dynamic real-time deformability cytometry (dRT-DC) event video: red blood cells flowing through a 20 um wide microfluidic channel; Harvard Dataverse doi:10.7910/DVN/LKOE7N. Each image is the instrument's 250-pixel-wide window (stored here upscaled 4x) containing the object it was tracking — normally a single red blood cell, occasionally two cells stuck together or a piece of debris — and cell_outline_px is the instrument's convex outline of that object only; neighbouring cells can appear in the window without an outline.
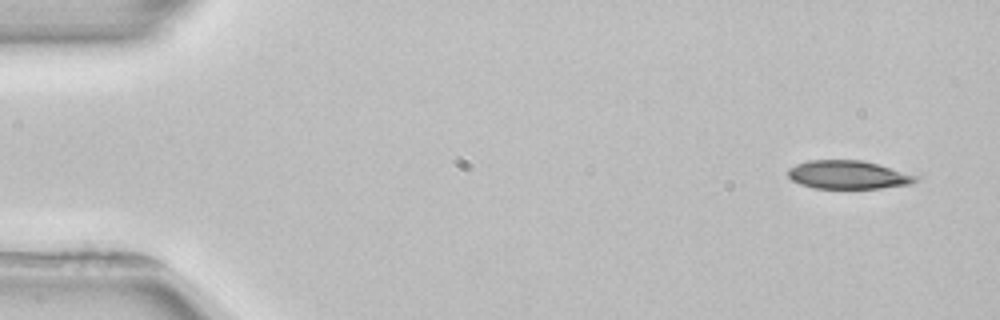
{"species": "common noctule bat (a hibernating species)", "species_latin": "Nyctalus noctula", "temperature_condition": "room temperature", "stored_images_in_passage": 4, "camera_frame_rate_fps": 3000, "um_per_image_px": 0.085, "animal": {"sex": "female", "body_mass_g": 22.7, "forearm_length_mm": 54.2}, "frame": {"image": 1, "passage_image": 1, "time_ms": 0.0, "image_size_px": [1000, 320], "cell_outline_px": [[920, 180], [912, 184], [880, 188], [812, 188], [800, 184], [792, 180], [788, 176], [788, 168], [796, 164], [808, 160], [860, 160], [876, 164], [920, 176]], "centroid_in_image_um": [72.1, 14.86], "position_along_channel_um": 12.9, "area_um2": 21.15}}
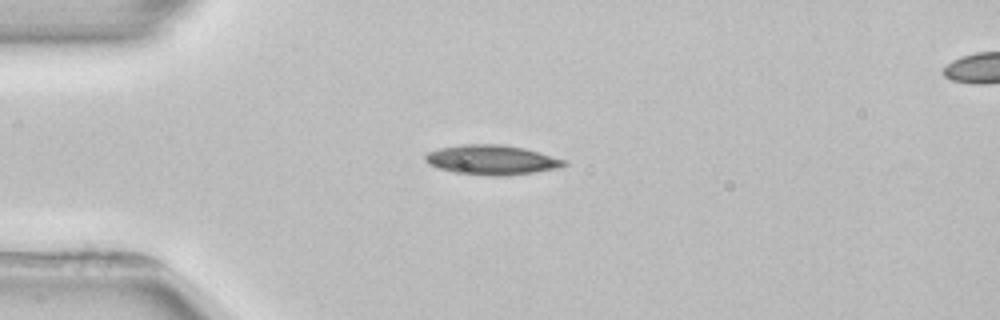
{"frame": {"image": 2, "passage_image": 3, "time_ms": 3.333, "image_size_px": [1000, 320], "cell_outline_px": [[568, 164], [560, 168], [504, 176], [492, 176], [456, 172], [436, 168], [428, 164], [424, 160], [424, 156], [428, 152], [440, 148], [464, 144], [500, 144], [524, 148], [540, 152], [564, 160]], "centroid_in_image_um": [41.78, 13.59], "position_along_channel_um": 43.2, "area_um2": 23.93}}